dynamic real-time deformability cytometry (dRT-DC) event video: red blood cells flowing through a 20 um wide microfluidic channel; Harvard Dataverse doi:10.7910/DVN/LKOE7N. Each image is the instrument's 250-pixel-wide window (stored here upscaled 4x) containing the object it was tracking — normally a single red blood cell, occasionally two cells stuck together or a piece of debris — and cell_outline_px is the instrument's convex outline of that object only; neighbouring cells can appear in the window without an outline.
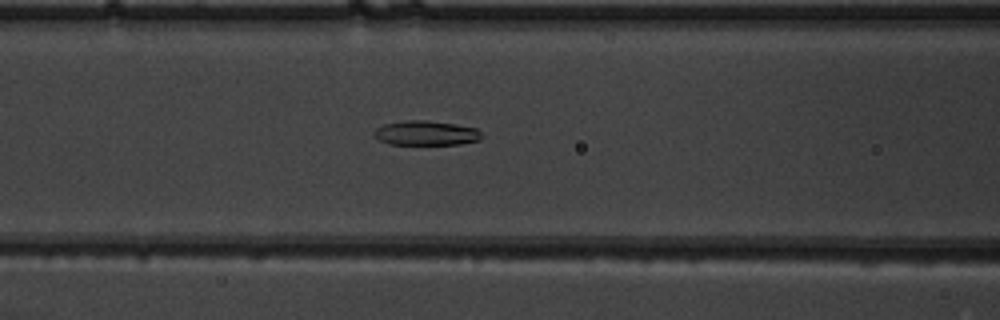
{"species": "common noctule bat (a hibernating species)", "species_latin": "Nyctalus noctula", "temperature_condition": "warm", "stored_images_in_passage": 43, "segment_of_instrument_passage": [1, 2], "camera_frame_rate_fps": 3000, "um_per_image_px": 0.085, "animal": {"sex": "male", "body_mass_g": 19.5, "forearm_length_mm": 54.6}, "frame": {"image": 1, "passage_image": 23, "time_ms": 7.333, "image_size_px": [1000, 320], "cell_outline_px": [[484, 136], [480, 140], [460, 144], [388, 144], [372, 136], [372, 132], [376, 128], [384, 124], [408, 120], [428, 120], [456, 124], [476, 128]], "centroid_in_image_um": [36.21, 11.31], "position_along_channel_um": 130.4, "area_um2": 15.55}}
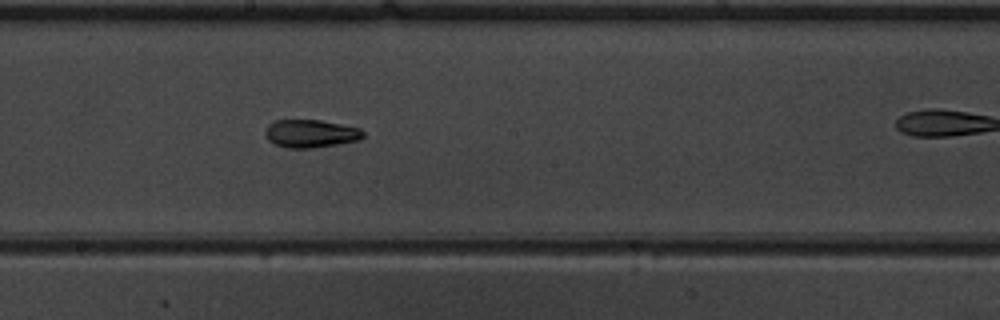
{"frame": {"image": 2, "passage_image": 30, "time_ms": 9.667, "image_size_px": [1000, 320], "cell_outline_px": [[364, 136], [360, 140], [312, 148], [288, 148], [276, 144], [268, 140], [264, 132], [268, 124], [276, 120], [320, 120], [360, 128], [364, 132]], "centroid_in_image_um": [26.4, 11.35], "position_along_channel_um": 221.8, "area_um2": 15.9}}
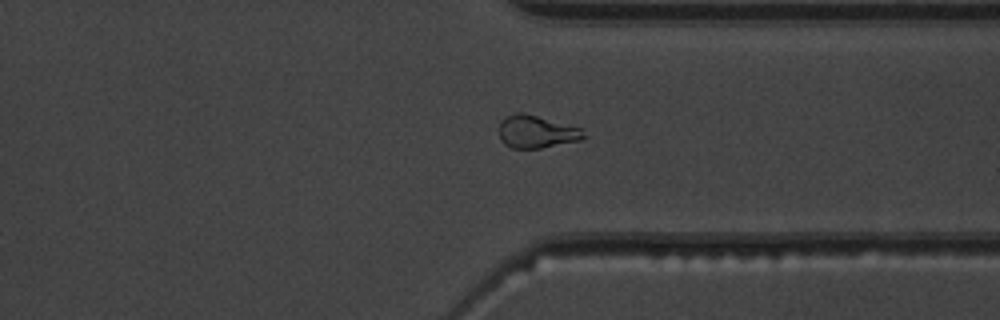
{"frame": {"image": 3, "passage_image": 41, "time_ms": 13.333, "image_size_px": [1000, 320], "cell_outline_px": [[588, 136], [580, 140], [540, 148], [512, 148], [504, 144], [500, 140], [500, 124], [512, 112], [524, 112], [580, 128]], "centroid_in_image_um": [45.6, 11.2], "position_along_channel_um": 365.8, "area_um2": 15.95}}